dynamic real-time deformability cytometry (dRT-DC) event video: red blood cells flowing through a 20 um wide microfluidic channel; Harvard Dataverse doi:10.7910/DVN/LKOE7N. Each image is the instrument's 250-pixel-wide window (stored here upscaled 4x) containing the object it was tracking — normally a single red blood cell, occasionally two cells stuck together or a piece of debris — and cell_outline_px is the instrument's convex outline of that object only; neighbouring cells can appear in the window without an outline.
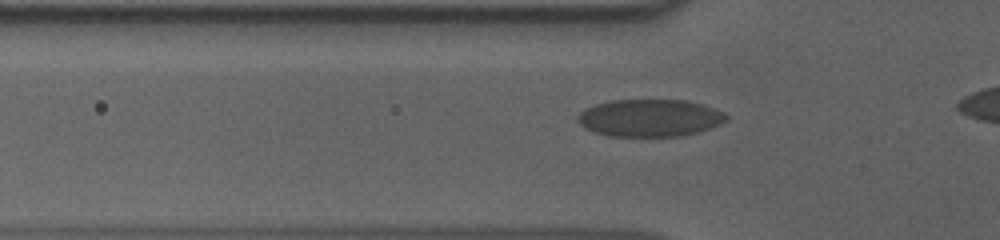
{"species": "human", "species_latin": "Homo sapiens", "temperature_condition": "cold", "stored_images_in_passage": 30, "camera_frame_rate_fps": 3000, "um_per_image_px": 0.085, "donor": {"sex": "male"}, "frame": {"image": 1, "passage_image": 2, "time_ms": 0.333, "image_size_px": [1000, 240], "cell_outline_px": [[728, 120], [720, 124], [700, 132], [684, 136], [608, 136], [584, 128], [576, 120], [576, 116], [584, 108], [596, 104], [612, 100], [688, 100], [724, 112], [728, 116]], "centroid_in_image_um": [55.23, 10.03], "position_along_channel_um": 70.6, "area_um2": 32.54}}
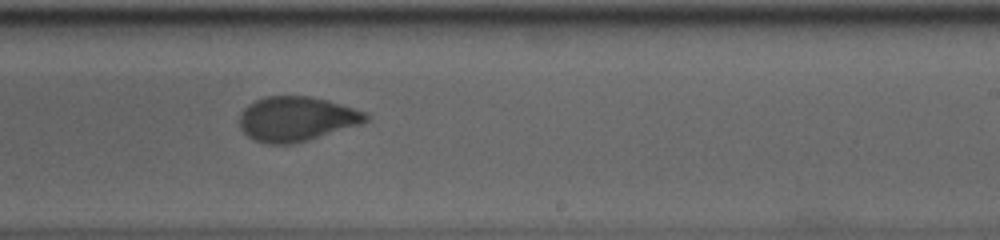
{"frame": {"image": 2, "passage_image": 18, "time_ms": 5.667, "image_size_px": [1000, 240], "cell_outline_px": [[368, 120], [364, 124], [308, 140], [292, 144], [264, 144], [252, 140], [240, 128], [236, 120], [240, 112], [248, 104], [256, 100], [268, 96], [308, 96], [328, 100], [364, 112], [368, 116]], "centroid_in_image_um": [25.15, 10.12], "position_along_channel_um": 263.8, "area_um2": 33.23}}
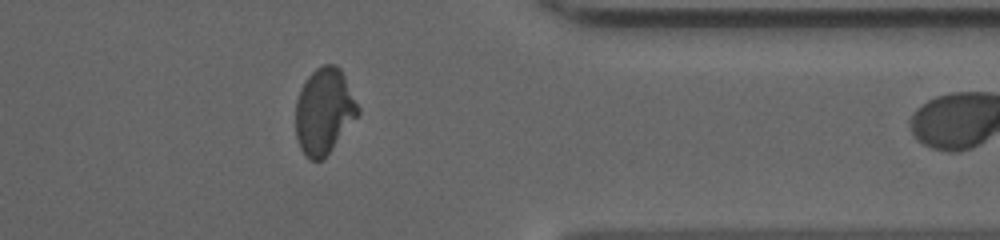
{"frame": {"image": 3, "passage_image": 29, "time_ms": 9.333, "image_size_px": [1000, 240], "cell_outline_px": [[360, 112], [332, 148], [320, 160], [312, 160], [300, 148], [296, 136], [296, 100], [300, 88], [308, 76], [316, 68], [324, 64], [336, 64], [340, 68], [360, 108]], "centroid_in_image_um": [27.54, 9.4], "position_along_channel_um": 383.9, "area_um2": 30.75}}